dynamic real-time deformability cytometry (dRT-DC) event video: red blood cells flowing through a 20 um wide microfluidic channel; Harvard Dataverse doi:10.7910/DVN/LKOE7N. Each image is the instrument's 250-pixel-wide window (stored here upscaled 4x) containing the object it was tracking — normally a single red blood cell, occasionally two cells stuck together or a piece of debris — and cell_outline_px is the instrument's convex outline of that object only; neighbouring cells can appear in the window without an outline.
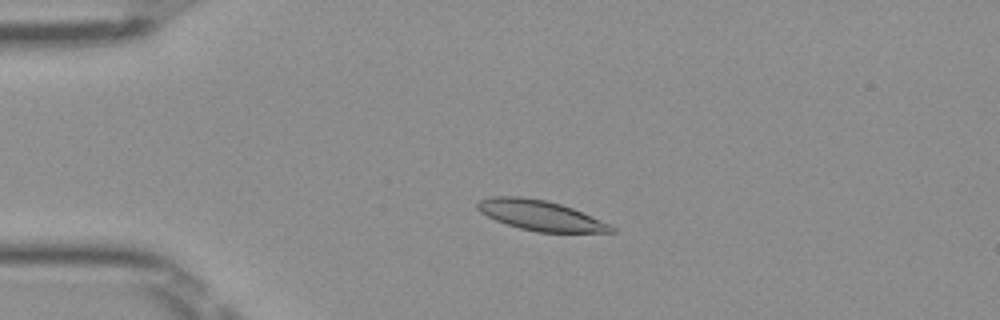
{"species": "Egyptian fruit bat (a non-hibernating species)", "species_latin": "Rousettus aegyptiacus", "temperature_condition": "room temperature", "stored_images_in_passage": 50, "camera_frame_rate_fps": 3000, "um_per_image_px": 0.085, "frame": {"image": 1, "passage_image": 11, "time_ms": 3.333, "image_size_px": [1000, 320], "cell_outline_px": [[616, 232], [536, 232], [520, 228], [496, 220], [480, 212], [476, 208], [476, 200], [492, 196], [520, 196], [548, 200], [572, 208], [608, 224], [616, 228]], "centroid_in_image_um": [45.87, 18.29], "position_along_channel_um": 39.1, "area_um2": 23.35}}
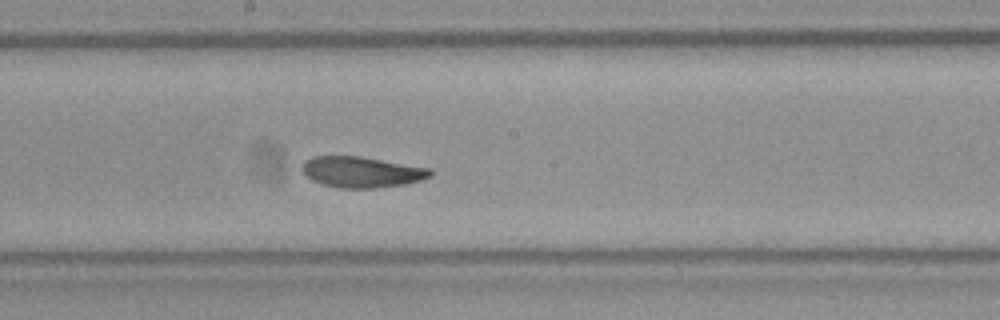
{"frame": {"image": 2, "passage_image": 27, "time_ms": 8.667, "image_size_px": [1000, 320], "cell_outline_px": [[432, 176], [420, 180], [404, 184], [376, 188], [340, 188], [324, 184], [312, 180], [304, 176], [300, 168], [304, 160], [312, 156], [360, 156], [432, 168]], "centroid_in_image_um": [30.71, 14.61], "position_along_channel_um": 217.5, "area_um2": 23.29}}
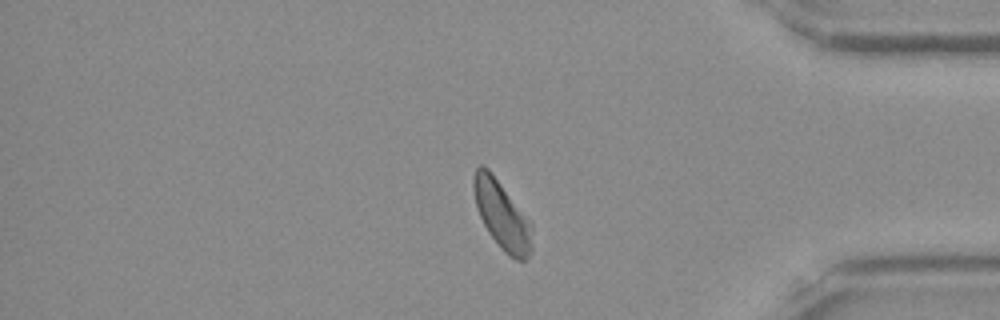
{"frame": {"image": 3, "passage_image": 42, "time_ms": 13.667, "image_size_px": [1000, 320], "cell_outline_px": [[532, 252], [524, 260], [516, 260], [504, 252], [488, 232], [476, 208], [472, 188], [472, 180], [476, 168], [480, 164], [484, 164], [488, 168], [532, 224]], "centroid_in_image_um": [42.64, 18.28], "position_along_channel_um": 392.6, "area_um2": 23.12}, "authors_computed_cell_mechanics": {"area_um2": 23.2067, "velocity_mm_per_s": 3.9876, "shape_relaxation_time_tau1_ms": 8.2136, "shape_relaxation_time_tau2_ms": 3.4734, "deformation_change_tau1": 0.1762, "deformation_change_tau2": 0.0898}}